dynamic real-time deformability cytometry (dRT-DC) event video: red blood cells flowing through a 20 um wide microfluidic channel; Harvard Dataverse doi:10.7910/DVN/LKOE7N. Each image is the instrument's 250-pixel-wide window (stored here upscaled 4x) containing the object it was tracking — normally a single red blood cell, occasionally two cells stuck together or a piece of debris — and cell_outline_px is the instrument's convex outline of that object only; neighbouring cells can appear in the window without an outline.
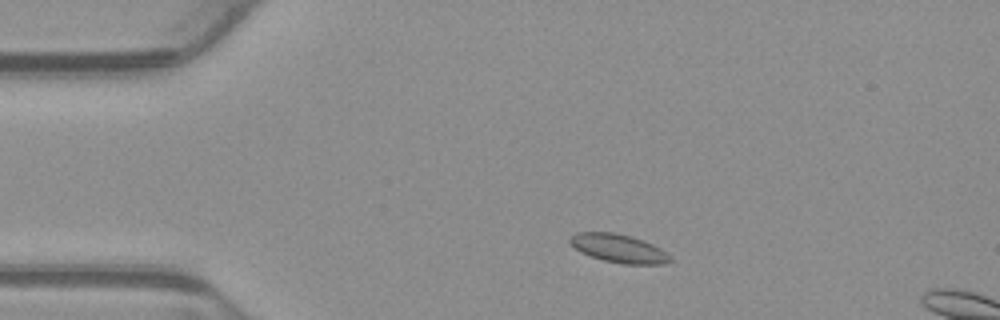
{"species": "common noctule bat (a hibernating species)", "species_latin": "Nyctalus noctula", "temperature_condition": "warm", "stored_images_in_passage": 2, "camera_frame_rate_fps": 3000, "um_per_image_px": 0.085, "animal": {"sex": "male", "body_mass_g": 23.1, "forearm_length_mm": 52.7}, "frame": {"image": 1, "passage_image": 1, "time_ms": 0.0, "image_size_px": [1000, 320], "cell_outline_px": [[672, 260], [664, 264], [624, 264], [604, 260], [580, 252], [568, 240], [568, 236], [576, 232], [616, 232], [652, 244], [660, 248], [672, 256]], "centroid_in_image_um": [52.58, 21.11], "position_along_channel_um": 32.4, "area_um2": 16.47}}